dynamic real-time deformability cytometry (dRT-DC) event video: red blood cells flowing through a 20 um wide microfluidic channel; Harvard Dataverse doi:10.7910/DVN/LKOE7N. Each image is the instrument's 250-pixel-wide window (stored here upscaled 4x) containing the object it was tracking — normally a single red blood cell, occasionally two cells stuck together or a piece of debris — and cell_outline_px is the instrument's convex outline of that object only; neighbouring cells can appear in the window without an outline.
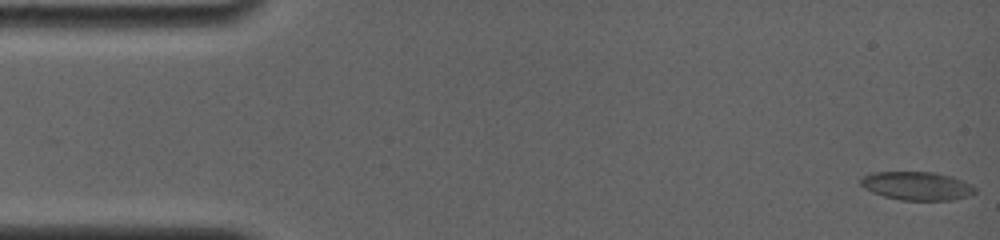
{"species": "common noctule bat (a hibernating species)", "species_latin": "Nyctalus noctula", "temperature_condition": "room temperature", "stored_images_in_passage": 7, "camera_frame_rate_fps": 4000, "um_per_image_px": 0.085, "animal": {"sex": "female", "body_mass_g": 19.0, "forearm_length_mm": 56.7}, "frame": {"image": 1, "passage_image": 1, "time_ms": 0.0, "image_size_px": [1000, 240], "cell_outline_px": [[976, 192], [968, 196], [952, 200], [900, 200], [884, 196], [872, 192], [864, 188], [860, 184], [860, 180], [864, 176], [876, 172], [932, 172], [952, 176], [964, 180], [976, 188]], "centroid_in_image_um": [77.96, 15.8], "position_along_channel_um": 7.0, "area_um2": 18.96}}
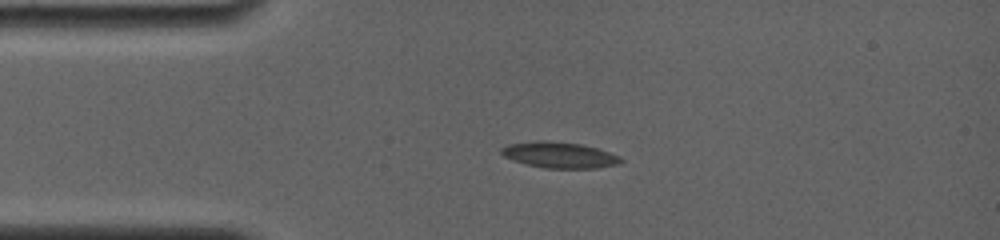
{"frame": {"image": 2, "passage_image": 6, "time_ms": 3.5, "image_size_px": [1000, 240], "cell_outline_px": [[624, 160], [620, 164], [596, 168], [544, 168], [512, 160], [504, 156], [500, 152], [500, 148], [508, 144], [536, 140], [548, 140], [580, 144], [596, 148], [620, 156]], "centroid_in_image_um": [47.54, 13.17], "position_along_channel_um": 37.5, "area_um2": 18.15}}